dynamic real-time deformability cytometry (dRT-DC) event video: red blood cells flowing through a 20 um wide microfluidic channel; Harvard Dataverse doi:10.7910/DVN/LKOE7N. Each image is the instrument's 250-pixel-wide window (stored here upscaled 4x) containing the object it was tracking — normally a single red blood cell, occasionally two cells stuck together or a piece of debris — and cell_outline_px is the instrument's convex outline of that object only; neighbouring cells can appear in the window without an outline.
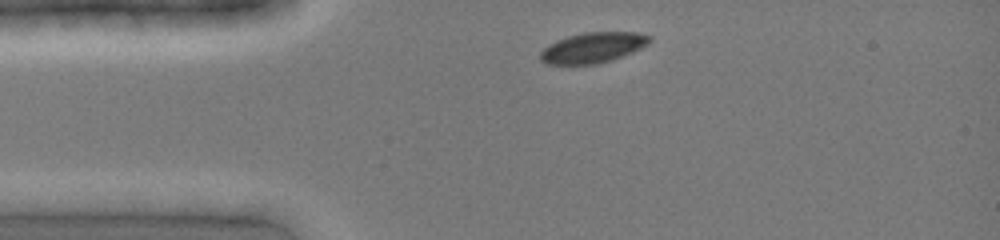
{"species": "common noctule bat (a hibernating species)", "species_latin": "Nyctalus noctula", "temperature_condition": "cold", "stored_images_in_passage": 4, "camera_frame_rate_fps": 3000, "um_per_image_px": 0.085, "animal": {"sex": "female", "body_mass_g": 19.0, "forearm_length_mm": 51.5}, "frame": {"image": 1, "passage_image": 1, "time_ms": 0.0, "image_size_px": [1000, 240], "cell_outline_px": [[652, 40], [648, 44], [632, 52], [612, 60], [596, 64], [548, 64], [540, 60], [540, 52], [548, 44], [556, 40], [568, 36], [584, 32], [636, 32], [652, 36]], "centroid_in_image_um": [50.4, 4.04], "position_along_channel_um": 34.6, "area_um2": 19.42}}